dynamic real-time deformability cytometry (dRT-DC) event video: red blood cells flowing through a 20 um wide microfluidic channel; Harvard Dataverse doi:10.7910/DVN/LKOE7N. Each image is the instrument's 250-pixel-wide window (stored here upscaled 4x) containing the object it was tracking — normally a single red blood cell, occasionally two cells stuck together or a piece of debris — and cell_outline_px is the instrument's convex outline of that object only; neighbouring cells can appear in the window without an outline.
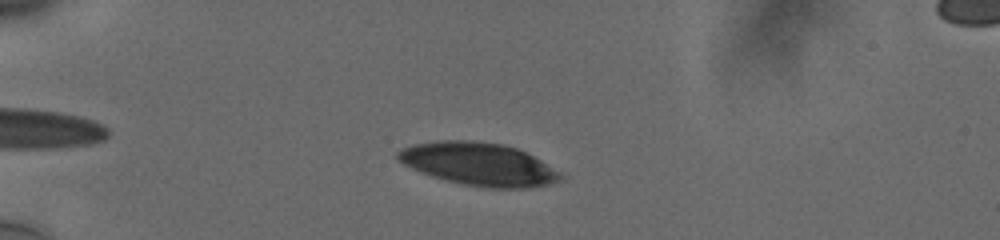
{"species": "human", "species_latin": "Homo sapiens", "temperature_condition": "cold", "stored_images_in_passage": 50, "camera_frame_rate_fps": 3000, "um_per_image_px": 0.085, "donor": {"sex": "male"}, "frame": {"image": 1, "passage_image": 9, "time_ms": 2.667, "image_size_px": [1000, 240], "cell_outline_px": [[564, 176], [560, 180], [548, 184], [524, 188], [488, 188], [464, 184], [444, 180], [420, 172], [404, 164], [396, 156], [396, 152], [404, 148], [416, 144], [440, 140], [472, 140], [504, 144], [516, 148], [540, 160], [560, 172]], "centroid_in_image_um": [40.69, 13.95], "position_along_channel_um": 44.3, "area_um2": 40.29}}
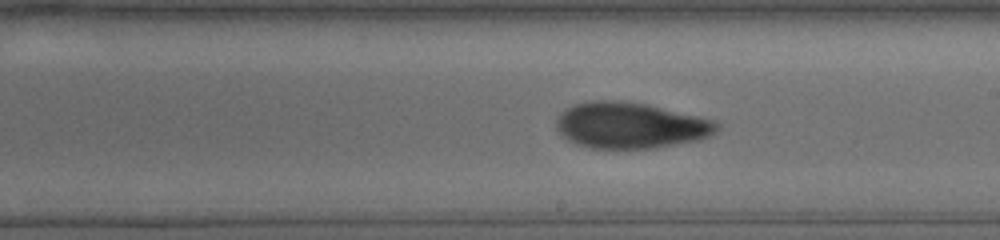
{"frame": {"image": 2, "passage_image": 28, "time_ms": 9.0, "image_size_px": [1000, 240], "cell_outline_px": [[720, 128], [716, 132], [708, 136], [696, 140], [656, 148], [588, 148], [576, 144], [568, 140], [556, 128], [556, 120], [560, 112], [576, 104], [592, 100], [608, 100], [644, 104], [696, 116], [712, 120], [720, 124]], "centroid_in_image_um": [53.55, 10.67], "position_along_channel_um": 235.5, "area_um2": 42.54}}
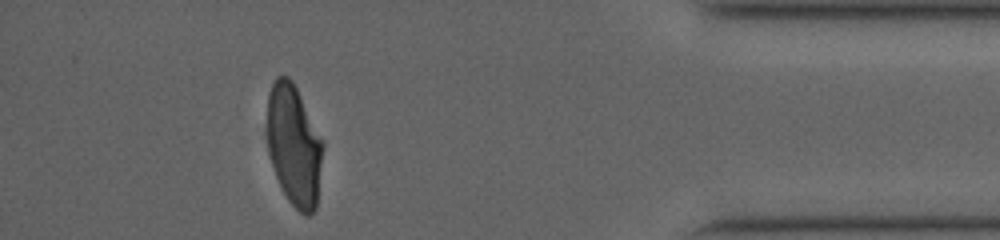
{"frame": {"image": 3, "passage_image": 45, "time_ms": 14.667, "image_size_px": [1000, 240], "cell_outline_px": [[324, 144], [316, 208], [308, 216], [300, 212], [288, 200], [276, 176], [268, 152], [268, 92], [276, 76], [288, 76], [292, 80]], "centroid_in_image_um": [24.99, 12.36], "position_along_channel_um": 410.2, "area_um2": 38.84}, "authors_computed_cell_mechanics": {"area_um2": 41.5293, "velocity_mm_per_s": 3.7504, "shape_relaxation_time_tau1_ms": 6.6118, "shape_relaxation_time_tau2_ms": 1.4214, "deformation_change_tau1": 0.2135, "deformation_change_tau2": 0.0692}}